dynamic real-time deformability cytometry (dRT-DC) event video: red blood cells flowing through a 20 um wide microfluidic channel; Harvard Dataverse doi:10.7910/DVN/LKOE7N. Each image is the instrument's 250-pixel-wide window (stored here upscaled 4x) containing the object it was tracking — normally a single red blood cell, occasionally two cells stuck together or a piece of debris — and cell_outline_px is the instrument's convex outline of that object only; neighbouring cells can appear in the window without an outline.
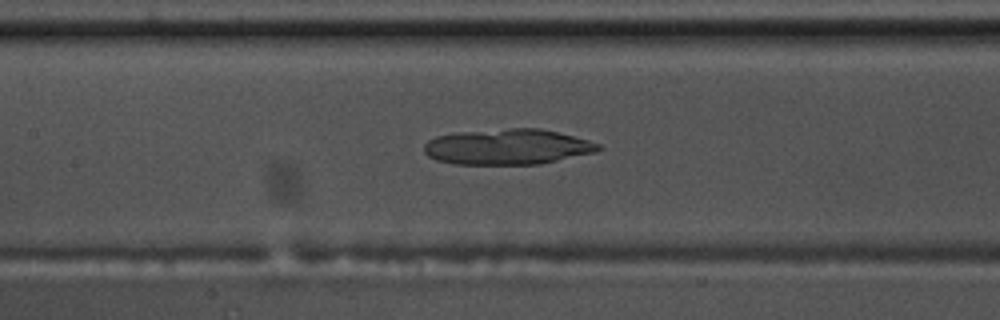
{"species": "common noctule bat (a hibernating species)", "species_latin": "Nyctalus noctula", "temperature_condition": "warm", "stored_images_in_passage": 55, "camera_frame_rate_fps": 3000, "um_per_image_px": 0.085, "animal": {"sex": "male", "body_mass_g": 17.5, "forearm_length_mm": 52.3}, "frame": {"image": 1, "passage_image": 26, "time_ms": 8.333, "image_size_px": [1000, 320], "cell_outline_px": [[604, 148], [596, 152], [540, 164], [456, 164], [436, 160], [428, 156], [424, 152], [424, 144], [428, 140], [436, 136], [456, 132], [508, 128], [540, 128], [588, 140], [600, 144]], "centroid_in_image_um": [43.13, 12.48], "position_along_channel_um": 164.3, "area_um2": 36.24}}
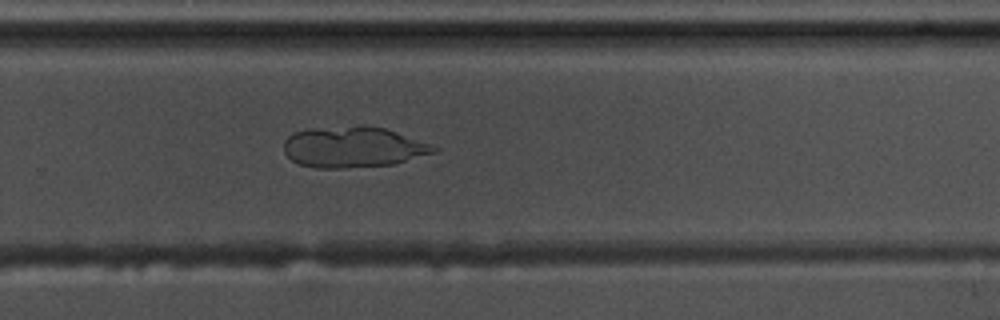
{"frame": {"image": 2, "passage_image": 37, "time_ms": 12.0, "image_size_px": [1000, 320], "cell_outline_px": [[440, 148], [436, 152], [396, 164], [344, 168], [316, 168], [300, 164], [292, 160], [284, 152], [284, 140], [292, 132], [308, 128], [364, 124], [384, 128]], "centroid_in_image_um": [29.98, 12.49], "position_along_channel_um": 299.8, "area_um2": 36.01}}
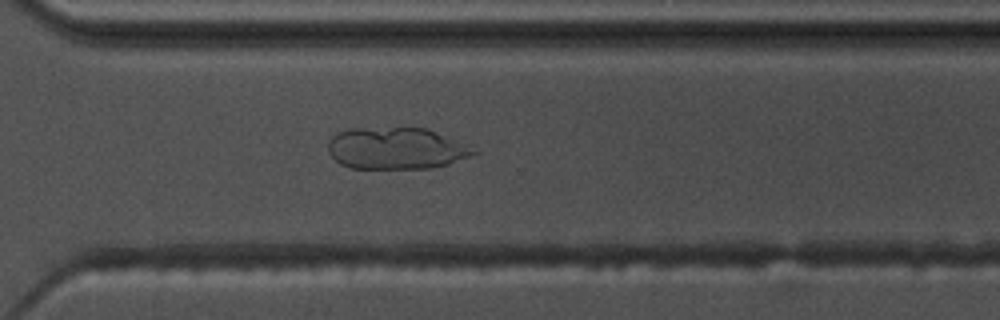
{"frame": {"image": 3, "passage_image": 40, "time_ms": 13.0, "image_size_px": [1000, 320], "cell_outline_px": [[480, 152], [472, 156], [448, 164], [428, 168], [348, 168], [340, 164], [328, 152], [328, 140], [336, 132], [352, 128], [424, 128], [472, 144]], "centroid_in_image_um": [33.72, 12.61], "position_along_channel_um": 336.9, "area_um2": 35.84}}